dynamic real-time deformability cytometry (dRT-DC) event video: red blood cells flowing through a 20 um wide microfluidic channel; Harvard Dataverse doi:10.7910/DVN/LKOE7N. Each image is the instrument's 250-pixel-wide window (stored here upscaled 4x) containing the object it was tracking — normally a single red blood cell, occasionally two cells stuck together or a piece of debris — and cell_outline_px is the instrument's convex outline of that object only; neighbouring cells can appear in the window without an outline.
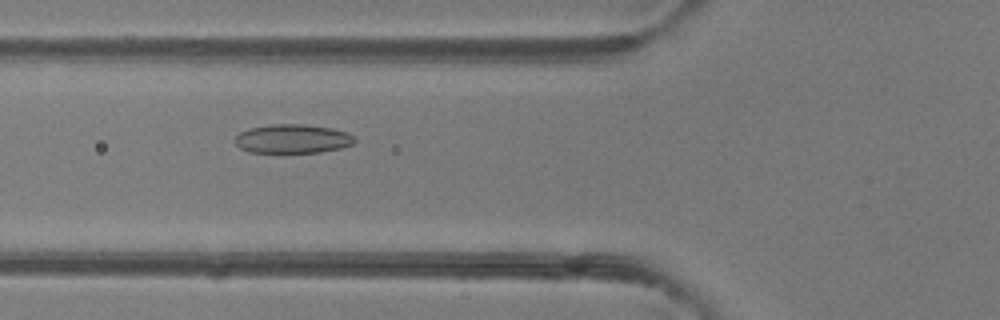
{"species": "common noctule bat (a hibernating species)", "species_latin": "Nyctalus noctula", "temperature_condition": "room temperature", "stored_images_in_passage": 37, "camera_frame_rate_fps": 3000, "um_per_image_px": 0.085, "animal": {"sex": "female"}, "frame": {"image": 1, "passage_image": 6, "time_ms": 1.667, "image_size_px": [1000, 320], "cell_outline_px": [[356, 140], [352, 144], [340, 148], [320, 152], [248, 152], [240, 148], [236, 144], [236, 136], [240, 132], [248, 128], [272, 124], [304, 124], [332, 128], [348, 132]], "centroid_in_image_um": [24.86, 11.79], "position_along_channel_um": 100.9, "area_um2": 20.11}}
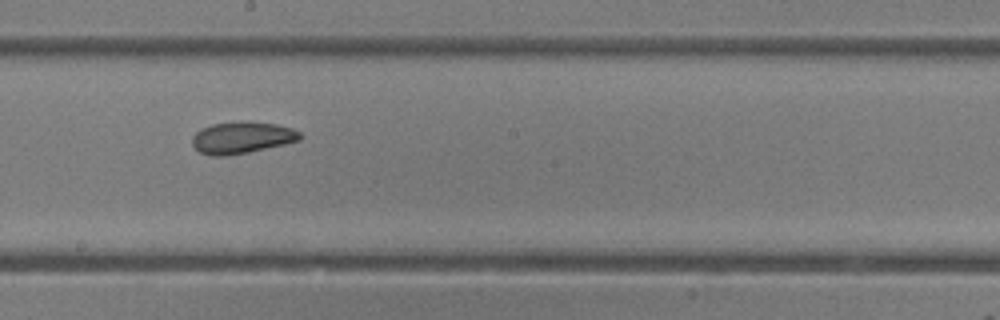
{"frame": {"image": 2, "passage_image": 15, "time_ms": 4.667, "image_size_px": [1000, 320], "cell_outline_px": [[300, 140], [284, 144], [248, 152], [224, 156], [212, 156], [200, 152], [192, 144], [192, 136], [200, 128], [212, 124], [240, 120], [248, 120], [276, 124], [292, 128], [300, 132]], "centroid_in_image_um": [20.54, 11.67], "position_along_channel_um": 227.7, "area_um2": 20.11}}
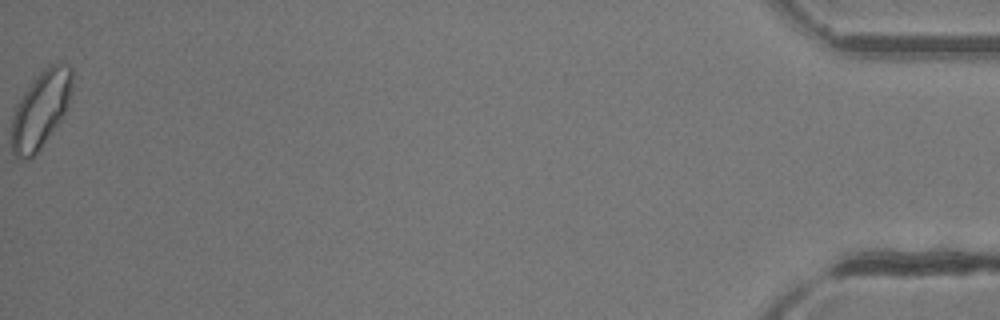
{"frame": {"image": 3, "passage_image": 37, "time_ms": 12.0, "image_size_px": [1000, 320], "cell_outline_px": [[72, 88], [68, 104], [60, 120], [40, 148], [28, 160], [16, 160], [12, 152], [12, 116], [16, 104], [24, 92], [36, 76], [44, 68], [52, 64], [68, 64], [72, 68]], "centroid_in_image_um": [3.44, 9.32], "position_along_channel_um": 431.8, "area_um2": 26.93}, "authors_computed_cell_mechanics": {"area_um2": 20.23, "velocity_mm_per_s": 4.2115, "shape_relaxation_time_tau1_ms": null, "shape_relaxation_time_tau2_ms": 1.754, "deformation_change_tau1": null, "deformation_change_tau2": 0.0586}}